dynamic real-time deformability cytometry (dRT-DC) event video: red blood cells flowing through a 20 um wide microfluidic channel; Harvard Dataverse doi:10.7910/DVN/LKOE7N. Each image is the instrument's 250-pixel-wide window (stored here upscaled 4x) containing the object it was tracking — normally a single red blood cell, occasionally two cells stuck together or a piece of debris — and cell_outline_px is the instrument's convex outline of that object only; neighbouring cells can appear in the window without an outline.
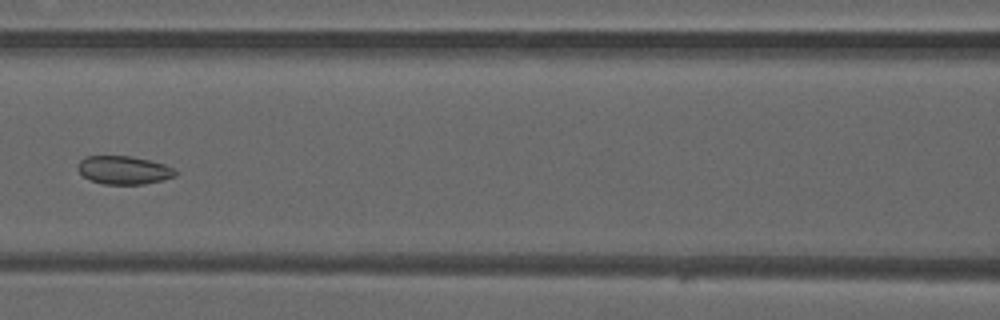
{"species": "common noctule bat (a hibernating species)", "species_latin": "Nyctalus noctula", "temperature_condition": "warm", "stored_images_in_passage": 5, "camera_frame_rate_fps": 3000, "um_per_image_px": 0.085, "animal": {"sex": "male", "forearm_length_mm": 52.5}, "frame": {"image": 1, "passage_image": 5, "time_ms": 1.333, "image_size_px": [1000, 320], "cell_outline_px": [[180, 172], [176, 176], [164, 180], [144, 184], [104, 184], [92, 180], [84, 176], [76, 168], [80, 160], [84, 156], [128, 156], [148, 160], [164, 164]], "centroid_in_image_um": [10.54, 14.46], "position_along_channel_um": 156.1, "area_um2": 16.07}}